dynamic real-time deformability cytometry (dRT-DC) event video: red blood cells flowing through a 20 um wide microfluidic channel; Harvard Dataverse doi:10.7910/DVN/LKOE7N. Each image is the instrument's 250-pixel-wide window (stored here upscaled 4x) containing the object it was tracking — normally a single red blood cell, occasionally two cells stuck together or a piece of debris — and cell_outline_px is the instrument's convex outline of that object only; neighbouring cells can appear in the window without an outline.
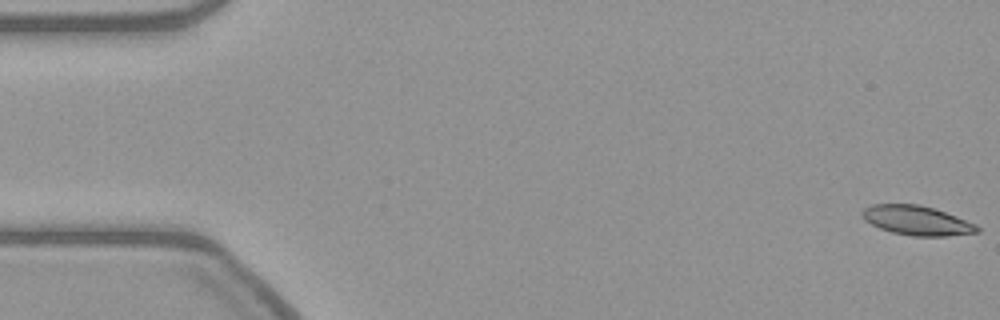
{"species": "common noctule bat (a hibernating species)", "species_latin": "Nyctalus noctula", "temperature_condition": "warm", "stored_images_in_passage": 56, "camera_frame_rate_fps": 3000, "um_per_image_px": 0.085, "animal": {"sex": "female", "body_mass_g": 21.9}, "frame": {"image": 1, "passage_image": 1, "time_ms": 0.0, "image_size_px": [1000, 320], "cell_outline_px": [[980, 232], [948, 236], [912, 236], [892, 232], [880, 228], [864, 220], [860, 212], [864, 208], [872, 204], [920, 204], [956, 216], [976, 224], [980, 228]], "centroid_in_image_um": [77.93, 18.74], "position_along_channel_um": 7.1, "area_um2": 19.71}}
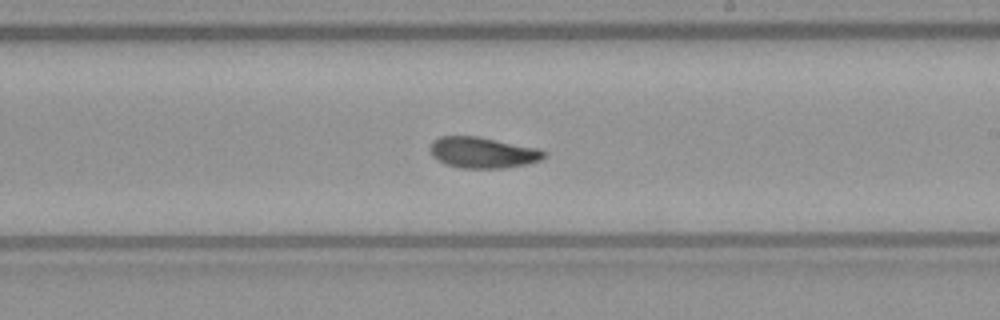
{"frame": {"image": 2, "passage_image": 32, "time_ms": 10.333, "image_size_px": [1000, 320], "cell_outline_px": [[548, 152], [540, 160], [524, 164], [504, 168], [460, 168], [444, 164], [432, 156], [428, 148], [432, 140], [440, 136], [476, 136], [536, 148]], "centroid_in_image_um": [40.96, 12.97], "position_along_channel_um": 248.0, "area_um2": 20.52}}
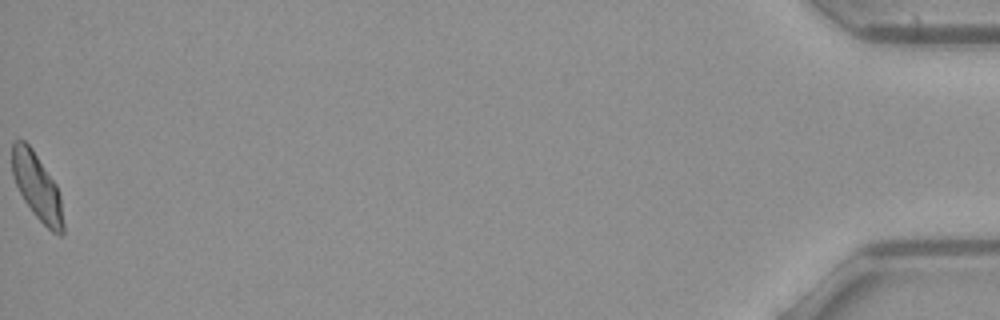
{"frame": {"image": 3, "passage_image": 56, "time_ms": 18.333, "image_size_px": [1000, 320], "cell_outline_px": [[64, 232], [60, 236], [52, 232], [32, 212], [24, 200], [12, 176], [12, 140], [24, 140], [32, 148], [56, 184], [60, 196], [64, 224]], "centroid_in_image_um": [3.15, 15.87], "position_along_channel_um": 432.1, "area_um2": 19.77}}